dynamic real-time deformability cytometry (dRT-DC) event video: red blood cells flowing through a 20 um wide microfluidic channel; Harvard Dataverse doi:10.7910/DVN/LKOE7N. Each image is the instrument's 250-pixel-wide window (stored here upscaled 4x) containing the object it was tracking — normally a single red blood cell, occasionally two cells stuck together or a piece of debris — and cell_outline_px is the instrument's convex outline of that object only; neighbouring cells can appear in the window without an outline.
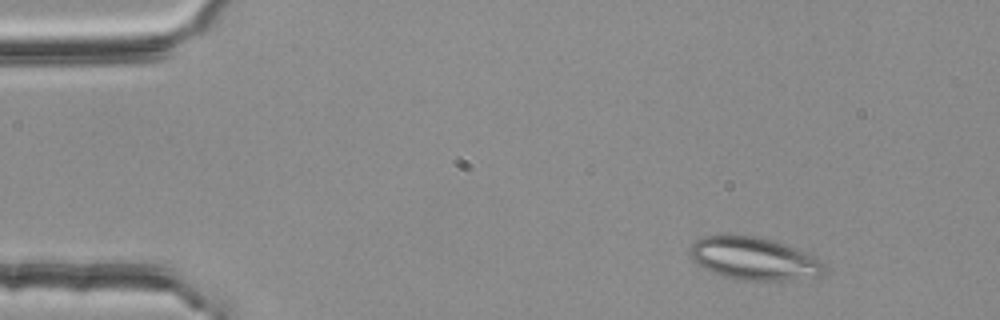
{"species": "common noctule bat (a hibernating species)", "species_latin": "Nyctalus noctula", "temperature_condition": "room temperature", "stored_images_in_passage": 46, "camera_frame_rate_fps": 3000, "um_per_image_px": 0.085, "animal": {"sex": "female", "body_mass_g": 25.1}, "frame": {"image": 1, "passage_image": 1, "time_ms": 0.0, "image_size_px": [1000, 320], "cell_outline_px": [[824, 276], [788, 280], [736, 280], [712, 272], [696, 264], [692, 260], [688, 252], [688, 248], [696, 240], [704, 236], [756, 236], [772, 240], [784, 244], [816, 256], [824, 264]], "centroid_in_image_um": [64.08, 22.0], "position_along_channel_um": 20.9, "area_um2": 33.47}}
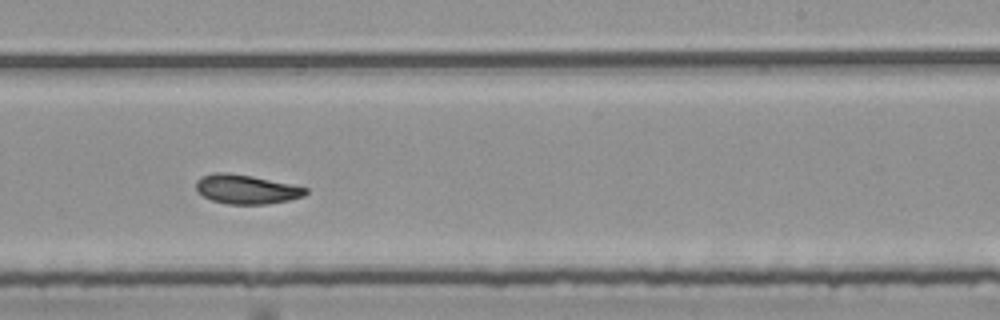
{"frame": {"image": 2, "passage_image": 28, "time_ms": 9.0, "image_size_px": [1000, 320], "cell_outline_px": [[308, 192], [304, 196], [288, 200], [268, 204], [228, 204], [212, 200], [196, 192], [196, 180], [200, 176], [216, 172], [228, 172], [252, 176], [308, 188]], "centroid_in_image_um": [20.9, 16.08], "position_along_channel_um": 268.1, "area_um2": 18.67}}
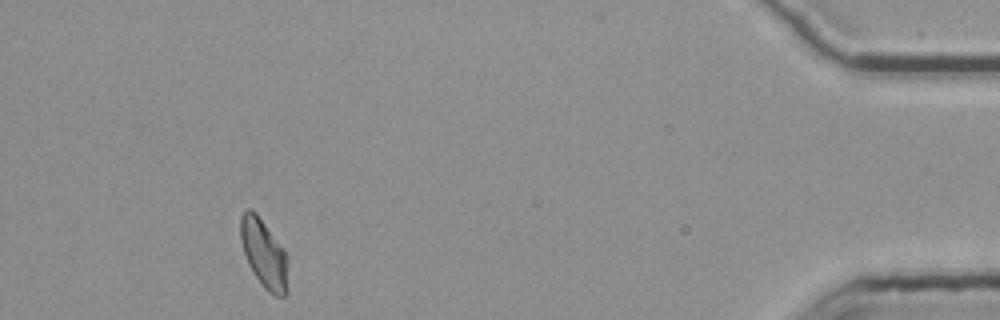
{"frame": {"image": 3, "passage_image": 45, "time_ms": 14.667, "image_size_px": [1000, 320], "cell_outline_px": [[288, 292], [284, 296], [276, 296], [268, 292], [264, 288], [248, 264], [240, 240], [240, 216], [244, 208], [252, 208], [256, 212], [284, 252], [288, 260]], "centroid_in_image_um": [22.42, 21.56], "position_along_channel_um": 412.8, "area_um2": 18.9}, "authors_computed_cell_mechanics": {"area_um2": 19.0451, "velocity_mm_per_s": 3.745, "shape_relaxation_time_tau1_ms": 6.0665, "shape_relaxation_time_tau2_ms": 2.0345, "deformation_change_tau1": 0.1129, "deformation_change_tau2": 0.0627}}